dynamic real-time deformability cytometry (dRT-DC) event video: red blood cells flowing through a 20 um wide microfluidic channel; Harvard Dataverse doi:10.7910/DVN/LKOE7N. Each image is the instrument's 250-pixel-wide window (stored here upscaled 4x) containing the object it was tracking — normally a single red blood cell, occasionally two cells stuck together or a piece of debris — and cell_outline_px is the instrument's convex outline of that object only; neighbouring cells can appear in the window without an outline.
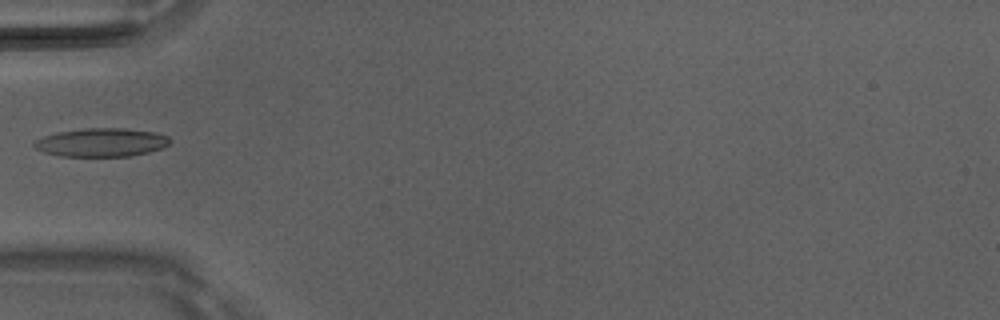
{"species": "Egyptian fruit bat (a non-hibernating species)", "species_latin": "Rousettus aegyptiacus", "temperature_condition": "room temperature", "stored_images_in_passage": 2, "camera_frame_rate_fps": 3000, "um_per_image_px": 0.085, "animal": {"sex": "male"}, "frame": {"image": 1, "passage_image": 2, "time_ms": 0.333, "image_size_px": [1000, 320], "cell_outline_px": [[172, 140], [164, 148], [132, 156], [60, 156], [44, 152], [36, 148], [32, 144], [36, 140], [44, 136], [56, 132], [84, 128], [128, 128], [156, 132], [168, 136]], "centroid_in_image_um": [8.66, 12.1], "position_along_channel_um": 76.3, "area_um2": 22.72}}